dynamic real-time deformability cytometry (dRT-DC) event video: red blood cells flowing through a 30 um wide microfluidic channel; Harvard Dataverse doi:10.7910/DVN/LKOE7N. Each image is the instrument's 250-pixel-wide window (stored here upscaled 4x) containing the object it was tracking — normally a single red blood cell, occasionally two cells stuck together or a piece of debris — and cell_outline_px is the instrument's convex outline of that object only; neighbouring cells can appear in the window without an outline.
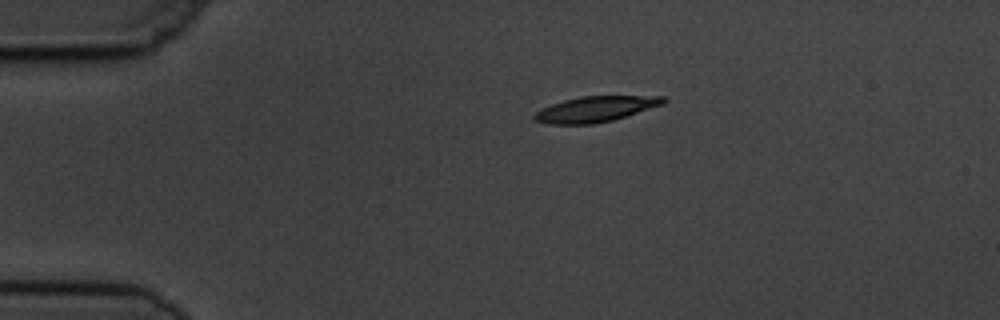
{"species": "common noctule bat (a hibernating species)", "species_latin": "Nyctalus noctula", "temperature_condition": "cold", "stored_images_in_passage": 3, "camera_frame_rate_fps": 3000, "um_per_image_px": 0.085, "animal": {"sex": "male", "body_mass_g": 19.5, "forearm_length_mm": 54.6}, "frame": {"image": 1, "passage_image": 1, "time_ms": 0.0, "image_size_px": [1000, 320], "cell_outline_px": [[668, 100], [664, 104], [612, 120], [592, 124], [548, 124], [532, 120], [532, 116], [540, 108], [564, 100], [580, 96], [664, 96]], "centroid_in_image_um": [50.58, 9.27], "position_along_channel_um": 34.4, "area_um2": 19.25}}
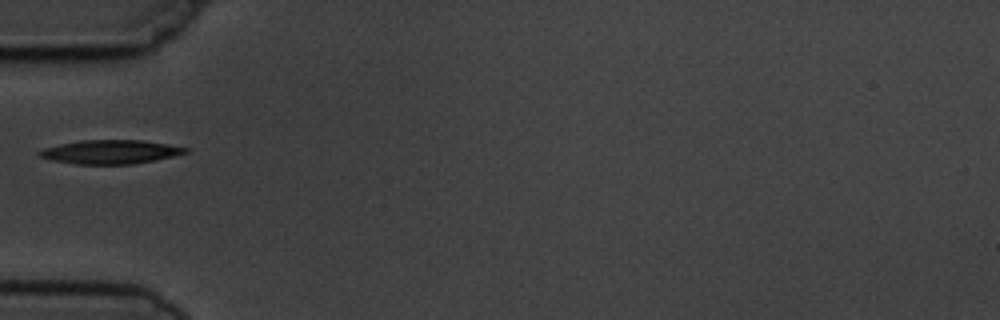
{"frame": {"image": 2, "passage_image": 3, "time_ms": 2.333, "image_size_px": [1000, 320], "cell_outline_px": [[188, 152], [172, 156], [132, 164], [76, 164], [52, 160], [40, 156], [36, 152], [44, 148], [60, 144], [80, 140], [144, 140], [168, 144], [188, 148]], "centroid_in_image_um": [9.36, 12.9], "position_along_channel_um": 75.6, "area_um2": 20.11}}